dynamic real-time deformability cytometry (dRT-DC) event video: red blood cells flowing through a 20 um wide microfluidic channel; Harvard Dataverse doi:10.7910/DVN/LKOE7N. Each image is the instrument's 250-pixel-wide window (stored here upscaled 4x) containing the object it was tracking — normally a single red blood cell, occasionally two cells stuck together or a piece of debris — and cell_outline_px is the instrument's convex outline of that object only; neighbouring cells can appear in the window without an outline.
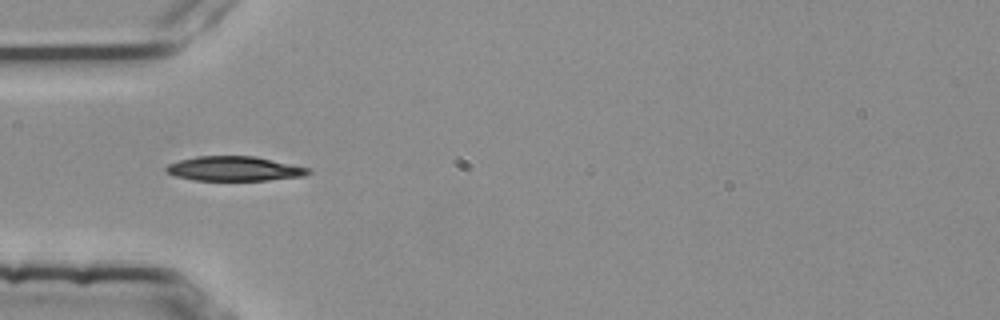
{"species": "common noctule bat (a hibernating species)", "species_latin": "Nyctalus noctula", "temperature_condition": "room temperature", "stored_images_in_passage": 5, "camera_frame_rate_fps": 3000, "um_per_image_px": 0.085, "animal": {"sex": "female", "body_mass_g": 25.1}, "frame": {"image": 1, "passage_image": 3, "time_ms": 0.667, "image_size_px": [1000, 320], "cell_outline_px": [[312, 172], [304, 176], [268, 180], [196, 180], [176, 176], [168, 172], [164, 168], [168, 164], [180, 160], [196, 156], [256, 156], [308, 168]], "centroid_in_image_um": [19.92, 14.33], "position_along_channel_um": 65.1, "area_um2": 20.17}}